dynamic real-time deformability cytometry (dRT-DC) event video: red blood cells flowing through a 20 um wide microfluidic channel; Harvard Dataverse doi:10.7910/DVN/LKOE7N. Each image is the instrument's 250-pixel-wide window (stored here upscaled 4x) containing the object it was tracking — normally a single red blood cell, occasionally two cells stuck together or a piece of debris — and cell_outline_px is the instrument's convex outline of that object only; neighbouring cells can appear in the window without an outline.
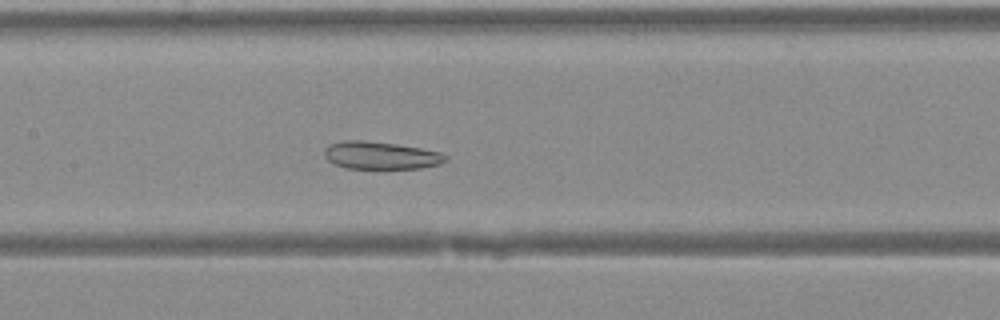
{"species": "Egyptian fruit bat (a non-hibernating species)", "species_latin": "Rousettus aegyptiacus", "temperature_condition": "warm", "stored_images_in_passage": 30, "camera_frame_rate_fps": 3000, "um_per_image_px": 0.085, "animal": {"sex": "female"}, "frame": {"image": 1, "passage_image": 16, "time_ms": 5.0, "image_size_px": [1000, 320], "cell_outline_px": [[448, 160], [440, 164], [420, 168], [344, 168], [332, 164], [324, 156], [324, 148], [328, 144], [344, 140], [364, 140], [396, 144], [420, 148], [440, 152], [448, 156]], "centroid_in_image_um": [32.33, 13.2], "position_along_channel_um": 175.1, "area_um2": 19.65}}
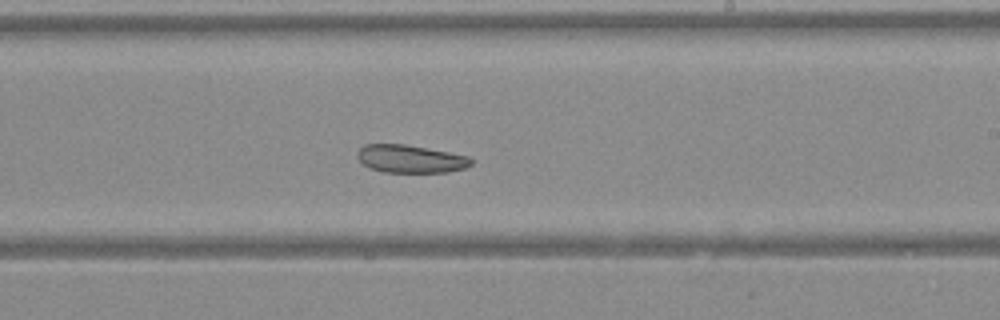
{"frame": {"image": 2, "passage_image": 21, "time_ms": 6.667, "image_size_px": [1000, 320], "cell_outline_px": [[472, 164], [464, 168], [448, 172], [384, 172], [368, 168], [356, 156], [356, 152], [364, 144], [404, 144], [448, 152], [468, 156], [472, 160]], "centroid_in_image_um": [34.85, 13.5], "position_along_channel_um": 254.1, "area_um2": 18.44}}
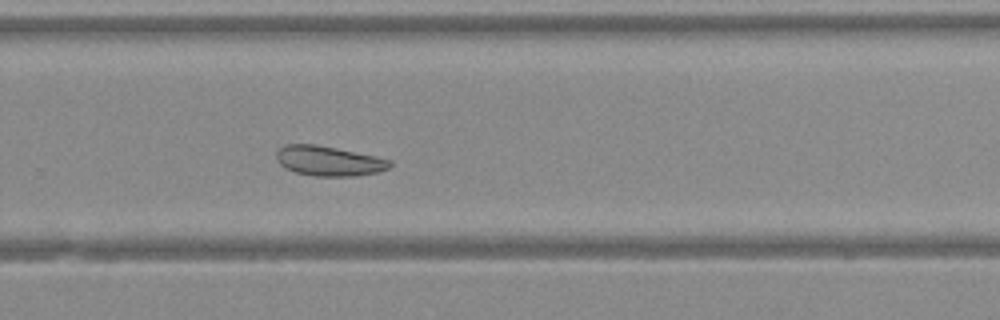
{"frame": {"image": 3, "passage_image": 24, "time_ms": 7.667, "image_size_px": [1000, 320], "cell_outline_px": [[392, 164], [388, 168], [376, 172], [356, 176], [312, 176], [296, 172], [284, 168], [276, 160], [276, 152], [284, 144], [316, 144], [376, 156], [392, 160]], "centroid_in_image_um": [27.92, 13.68], "position_along_channel_um": 301.9, "area_um2": 19.83}}